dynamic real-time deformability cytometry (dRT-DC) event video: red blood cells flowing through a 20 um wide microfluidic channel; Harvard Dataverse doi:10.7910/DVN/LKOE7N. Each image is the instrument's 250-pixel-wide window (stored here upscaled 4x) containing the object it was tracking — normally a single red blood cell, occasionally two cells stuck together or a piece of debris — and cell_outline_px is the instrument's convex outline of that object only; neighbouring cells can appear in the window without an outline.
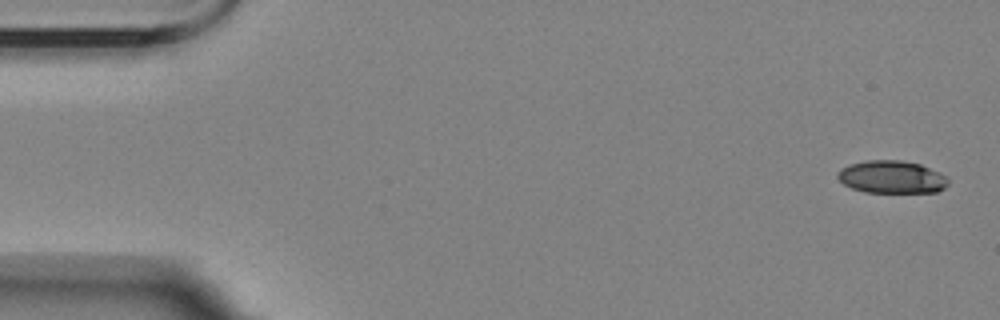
{"species": "Egyptian fruit bat (a non-hibernating species)", "species_latin": "Rousettus aegyptiacus", "temperature_condition": "room temperature", "stored_images_in_passage": 5, "camera_frame_rate_fps": 3000, "um_per_image_px": 0.085, "animal": {"sex": "female"}, "frame": {"image": 1, "passage_image": 1, "time_ms": 0.0, "image_size_px": [1000, 320], "cell_outline_px": [[948, 184], [944, 188], [936, 192], [864, 192], [852, 188], [844, 184], [836, 176], [836, 172], [840, 168], [848, 164], [864, 160], [904, 160], [920, 164], [940, 172], [948, 176]], "centroid_in_image_um": [75.78, 15.03], "position_along_channel_um": 9.2, "area_um2": 21.33}}
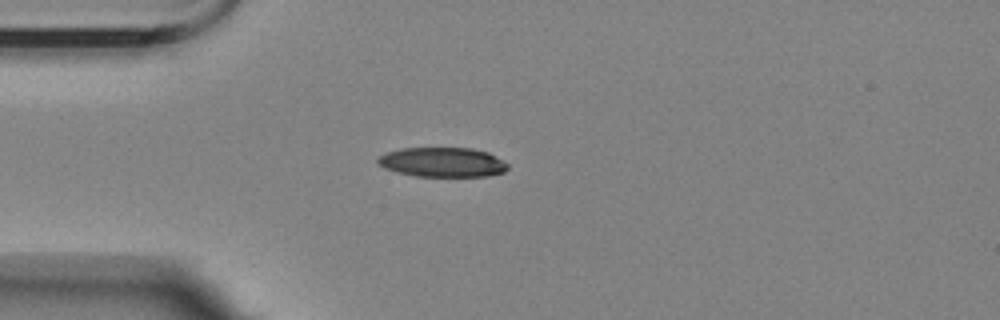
{"frame": {"image": 2, "passage_image": 5, "time_ms": 4.333, "image_size_px": [1000, 320], "cell_outline_px": [[508, 168], [504, 172], [488, 176], [416, 176], [384, 168], [376, 160], [380, 156], [388, 152], [400, 148], [472, 148], [488, 152], [504, 160], [508, 164]], "centroid_in_image_um": [37.66, 13.78], "position_along_channel_um": 47.3, "area_um2": 22.31}}